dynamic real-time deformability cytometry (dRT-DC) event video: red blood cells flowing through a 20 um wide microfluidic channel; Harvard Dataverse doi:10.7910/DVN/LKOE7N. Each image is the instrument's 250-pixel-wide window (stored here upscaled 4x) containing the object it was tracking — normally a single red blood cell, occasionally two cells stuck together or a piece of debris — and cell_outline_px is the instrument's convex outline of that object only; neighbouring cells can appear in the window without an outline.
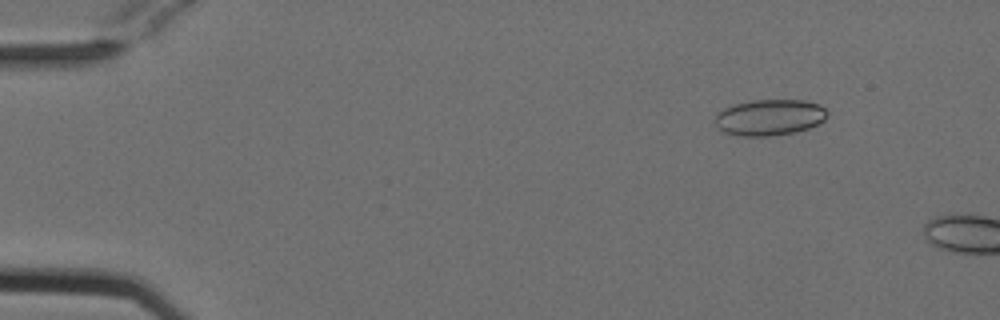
{"species": "Egyptian fruit bat (a non-hibernating species)", "species_latin": "Rousettus aegyptiacus", "temperature_condition": "cold", "stored_images_in_passage": 10, "camera_frame_rate_fps": 3000, "um_per_image_px": 0.085, "animal": {"sex": "female"}, "frame": {"image": 1, "passage_image": 7, "time_ms": 2.0, "image_size_px": [1000, 320], "cell_outline_px": [[828, 116], [824, 120], [808, 128], [796, 132], [768, 136], [736, 136], [724, 132], [716, 128], [716, 116], [724, 108], [732, 104], [752, 100], [804, 100], [820, 104], [828, 112]], "centroid_in_image_um": [65.41, 9.98], "position_along_channel_um": 19.6, "area_um2": 23.76}}